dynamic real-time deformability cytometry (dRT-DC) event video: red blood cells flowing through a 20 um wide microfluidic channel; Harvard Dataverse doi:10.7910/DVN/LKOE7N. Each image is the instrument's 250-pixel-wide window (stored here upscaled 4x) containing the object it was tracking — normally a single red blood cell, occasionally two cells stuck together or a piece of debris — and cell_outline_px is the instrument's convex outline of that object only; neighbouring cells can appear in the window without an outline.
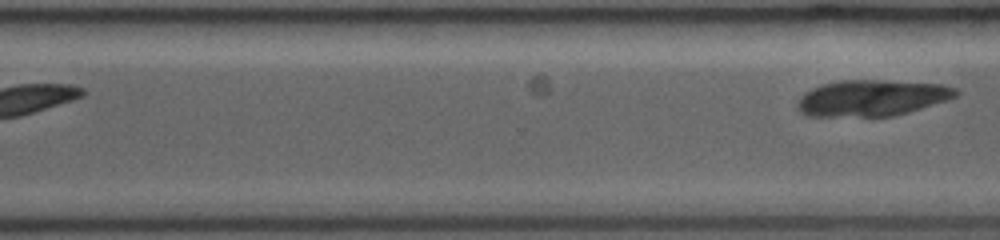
{"species": "common noctule bat (a hibernating species)", "species_latin": "Nyctalus noctula", "temperature_condition": "room temperature", "stored_images_in_passage": 22, "segment_of_instrument_passage": [2, 2], "camera_frame_rate_fps": 3000, "um_per_image_px": 0.085, "animal": {"sex": "female", "body_mass_g": 19.0, "forearm_length_mm": 53.3}, "frame": {"image": 1, "passage_image": 22, "time_ms": 7.0, "image_size_px": [1000, 240], "cell_outline_px": [[960, 92], [956, 96], [908, 112], [892, 116], [872, 120], [808, 116], [800, 112], [796, 108], [796, 104], [800, 96], [804, 92], [820, 84], [840, 80], [876, 80], [940, 84], [956, 88]], "centroid_in_image_um": [73.98, 8.38], "position_along_channel_um": 296.6, "area_um2": 34.45}}